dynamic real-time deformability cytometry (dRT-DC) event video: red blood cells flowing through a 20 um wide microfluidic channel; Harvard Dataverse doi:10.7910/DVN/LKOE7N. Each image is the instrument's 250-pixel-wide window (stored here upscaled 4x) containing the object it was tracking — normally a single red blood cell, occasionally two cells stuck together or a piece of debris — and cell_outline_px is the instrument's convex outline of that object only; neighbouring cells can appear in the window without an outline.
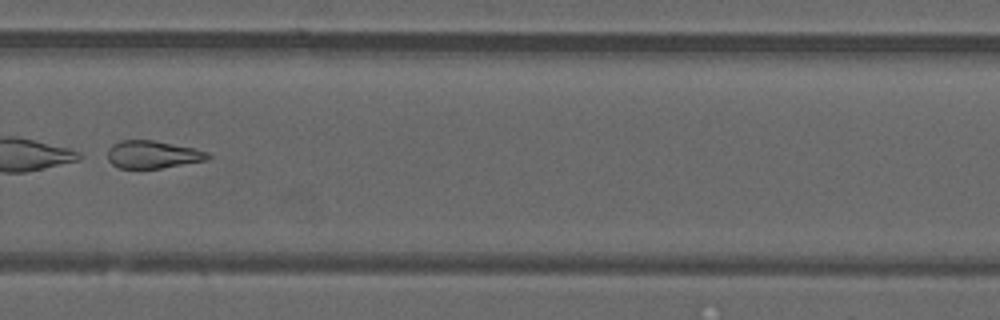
{"species": "common noctule bat (a hibernating species)", "species_latin": "Nyctalus noctula", "temperature_condition": "warm", "stored_images_in_passage": 40, "camera_frame_rate_fps": 3000, "um_per_image_px": 0.085, "animal": {"sex": "male", "forearm_length_mm": 52.5}, "frame": {"image": 1, "passage_image": 34, "time_ms": 11.0, "image_size_px": [1000, 320], "cell_outline_px": [[212, 156], [208, 160], [160, 168], [120, 168], [112, 164], [108, 160], [108, 148], [112, 144], [120, 140], [152, 140], [196, 148], [208, 152]], "centroid_in_image_um": [13.0, 13.12], "position_along_channel_um": 316.8, "area_um2": 16.24}}